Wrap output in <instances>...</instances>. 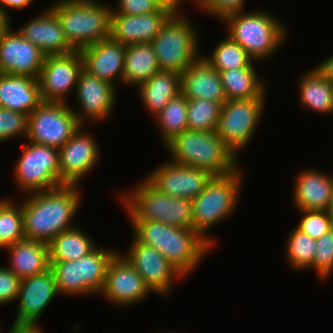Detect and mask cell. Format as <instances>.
Returning <instances> with one entry per match:
<instances>
[{
    "label": "cell",
    "mask_w": 333,
    "mask_h": 333,
    "mask_svg": "<svg viewBox=\"0 0 333 333\" xmlns=\"http://www.w3.org/2000/svg\"><path fill=\"white\" fill-rule=\"evenodd\" d=\"M42 102L38 79L0 73V108L28 116Z\"/></svg>",
    "instance_id": "cell-25"
},
{
    "label": "cell",
    "mask_w": 333,
    "mask_h": 333,
    "mask_svg": "<svg viewBox=\"0 0 333 333\" xmlns=\"http://www.w3.org/2000/svg\"><path fill=\"white\" fill-rule=\"evenodd\" d=\"M17 30L46 56L75 51L65 37L60 20L49 6Z\"/></svg>",
    "instance_id": "cell-22"
},
{
    "label": "cell",
    "mask_w": 333,
    "mask_h": 333,
    "mask_svg": "<svg viewBox=\"0 0 333 333\" xmlns=\"http://www.w3.org/2000/svg\"><path fill=\"white\" fill-rule=\"evenodd\" d=\"M158 59L151 43L125 46L122 83L136 88L152 75L160 72Z\"/></svg>",
    "instance_id": "cell-29"
},
{
    "label": "cell",
    "mask_w": 333,
    "mask_h": 333,
    "mask_svg": "<svg viewBox=\"0 0 333 333\" xmlns=\"http://www.w3.org/2000/svg\"><path fill=\"white\" fill-rule=\"evenodd\" d=\"M219 73L227 100L267 98L266 81L257 74L255 66L234 68Z\"/></svg>",
    "instance_id": "cell-30"
},
{
    "label": "cell",
    "mask_w": 333,
    "mask_h": 333,
    "mask_svg": "<svg viewBox=\"0 0 333 333\" xmlns=\"http://www.w3.org/2000/svg\"><path fill=\"white\" fill-rule=\"evenodd\" d=\"M246 174L244 168L239 167L226 175H213L205 188L192 200L193 230L213 247L217 242L209 232L234 214Z\"/></svg>",
    "instance_id": "cell-6"
},
{
    "label": "cell",
    "mask_w": 333,
    "mask_h": 333,
    "mask_svg": "<svg viewBox=\"0 0 333 333\" xmlns=\"http://www.w3.org/2000/svg\"><path fill=\"white\" fill-rule=\"evenodd\" d=\"M81 125L72 137L58 149L60 186L80 185L100 159L99 144L89 130ZM86 175V176H85Z\"/></svg>",
    "instance_id": "cell-14"
},
{
    "label": "cell",
    "mask_w": 333,
    "mask_h": 333,
    "mask_svg": "<svg viewBox=\"0 0 333 333\" xmlns=\"http://www.w3.org/2000/svg\"><path fill=\"white\" fill-rule=\"evenodd\" d=\"M151 293L144 279L119 250L108 263L105 284L99 295L112 306L125 308L137 305Z\"/></svg>",
    "instance_id": "cell-13"
},
{
    "label": "cell",
    "mask_w": 333,
    "mask_h": 333,
    "mask_svg": "<svg viewBox=\"0 0 333 333\" xmlns=\"http://www.w3.org/2000/svg\"><path fill=\"white\" fill-rule=\"evenodd\" d=\"M100 1L55 0L49 5L60 20L67 41L75 50L110 38L112 6Z\"/></svg>",
    "instance_id": "cell-7"
},
{
    "label": "cell",
    "mask_w": 333,
    "mask_h": 333,
    "mask_svg": "<svg viewBox=\"0 0 333 333\" xmlns=\"http://www.w3.org/2000/svg\"><path fill=\"white\" fill-rule=\"evenodd\" d=\"M297 83L302 108L324 115L333 114V84L314 66L302 72Z\"/></svg>",
    "instance_id": "cell-28"
},
{
    "label": "cell",
    "mask_w": 333,
    "mask_h": 333,
    "mask_svg": "<svg viewBox=\"0 0 333 333\" xmlns=\"http://www.w3.org/2000/svg\"><path fill=\"white\" fill-rule=\"evenodd\" d=\"M181 9L160 6L156 11L148 14H111L110 37L125 46L151 43L165 23Z\"/></svg>",
    "instance_id": "cell-18"
},
{
    "label": "cell",
    "mask_w": 333,
    "mask_h": 333,
    "mask_svg": "<svg viewBox=\"0 0 333 333\" xmlns=\"http://www.w3.org/2000/svg\"><path fill=\"white\" fill-rule=\"evenodd\" d=\"M111 14L141 15L156 11L160 6L154 0H118Z\"/></svg>",
    "instance_id": "cell-44"
},
{
    "label": "cell",
    "mask_w": 333,
    "mask_h": 333,
    "mask_svg": "<svg viewBox=\"0 0 333 333\" xmlns=\"http://www.w3.org/2000/svg\"><path fill=\"white\" fill-rule=\"evenodd\" d=\"M180 6L184 3V0H175ZM185 1H188V0H185ZM200 0H191V2H195V5L199 2Z\"/></svg>",
    "instance_id": "cell-51"
},
{
    "label": "cell",
    "mask_w": 333,
    "mask_h": 333,
    "mask_svg": "<svg viewBox=\"0 0 333 333\" xmlns=\"http://www.w3.org/2000/svg\"><path fill=\"white\" fill-rule=\"evenodd\" d=\"M181 93L186 98L222 104L227 100L220 73L202 55L181 73Z\"/></svg>",
    "instance_id": "cell-24"
},
{
    "label": "cell",
    "mask_w": 333,
    "mask_h": 333,
    "mask_svg": "<svg viewBox=\"0 0 333 333\" xmlns=\"http://www.w3.org/2000/svg\"><path fill=\"white\" fill-rule=\"evenodd\" d=\"M78 185L31 192L21 201L24 237L49 244L57 235L74 226L83 193Z\"/></svg>",
    "instance_id": "cell-1"
},
{
    "label": "cell",
    "mask_w": 333,
    "mask_h": 333,
    "mask_svg": "<svg viewBox=\"0 0 333 333\" xmlns=\"http://www.w3.org/2000/svg\"><path fill=\"white\" fill-rule=\"evenodd\" d=\"M314 67L333 84V54Z\"/></svg>",
    "instance_id": "cell-45"
},
{
    "label": "cell",
    "mask_w": 333,
    "mask_h": 333,
    "mask_svg": "<svg viewBox=\"0 0 333 333\" xmlns=\"http://www.w3.org/2000/svg\"><path fill=\"white\" fill-rule=\"evenodd\" d=\"M118 251L96 246L90 253L80 258L81 296L101 293L106 277L108 263Z\"/></svg>",
    "instance_id": "cell-31"
},
{
    "label": "cell",
    "mask_w": 333,
    "mask_h": 333,
    "mask_svg": "<svg viewBox=\"0 0 333 333\" xmlns=\"http://www.w3.org/2000/svg\"><path fill=\"white\" fill-rule=\"evenodd\" d=\"M145 178L161 193L193 200L205 188L212 174L201 168L181 165L169 159L153 168Z\"/></svg>",
    "instance_id": "cell-17"
},
{
    "label": "cell",
    "mask_w": 333,
    "mask_h": 333,
    "mask_svg": "<svg viewBox=\"0 0 333 333\" xmlns=\"http://www.w3.org/2000/svg\"><path fill=\"white\" fill-rule=\"evenodd\" d=\"M286 238L284 254L288 265L296 271L313 269L316 240L295 226Z\"/></svg>",
    "instance_id": "cell-35"
},
{
    "label": "cell",
    "mask_w": 333,
    "mask_h": 333,
    "mask_svg": "<svg viewBox=\"0 0 333 333\" xmlns=\"http://www.w3.org/2000/svg\"><path fill=\"white\" fill-rule=\"evenodd\" d=\"M313 271L321 281H327L333 274V229L316 240Z\"/></svg>",
    "instance_id": "cell-39"
},
{
    "label": "cell",
    "mask_w": 333,
    "mask_h": 333,
    "mask_svg": "<svg viewBox=\"0 0 333 333\" xmlns=\"http://www.w3.org/2000/svg\"><path fill=\"white\" fill-rule=\"evenodd\" d=\"M21 279L8 267L0 265V307L16 302Z\"/></svg>",
    "instance_id": "cell-43"
},
{
    "label": "cell",
    "mask_w": 333,
    "mask_h": 333,
    "mask_svg": "<svg viewBox=\"0 0 333 333\" xmlns=\"http://www.w3.org/2000/svg\"><path fill=\"white\" fill-rule=\"evenodd\" d=\"M297 212L302 217L295 227L313 239L317 240L324 233L331 230L327 210H298Z\"/></svg>",
    "instance_id": "cell-41"
},
{
    "label": "cell",
    "mask_w": 333,
    "mask_h": 333,
    "mask_svg": "<svg viewBox=\"0 0 333 333\" xmlns=\"http://www.w3.org/2000/svg\"><path fill=\"white\" fill-rule=\"evenodd\" d=\"M293 187L295 210H327L333 197V174L303 169L296 174Z\"/></svg>",
    "instance_id": "cell-23"
},
{
    "label": "cell",
    "mask_w": 333,
    "mask_h": 333,
    "mask_svg": "<svg viewBox=\"0 0 333 333\" xmlns=\"http://www.w3.org/2000/svg\"><path fill=\"white\" fill-rule=\"evenodd\" d=\"M266 99H234L223 103L216 132L236 156L247 147L261 124Z\"/></svg>",
    "instance_id": "cell-10"
},
{
    "label": "cell",
    "mask_w": 333,
    "mask_h": 333,
    "mask_svg": "<svg viewBox=\"0 0 333 333\" xmlns=\"http://www.w3.org/2000/svg\"><path fill=\"white\" fill-rule=\"evenodd\" d=\"M7 333H43V329L39 324H12Z\"/></svg>",
    "instance_id": "cell-46"
},
{
    "label": "cell",
    "mask_w": 333,
    "mask_h": 333,
    "mask_svg": "<svg viewBox=\"0 0 333 333\" xmlns=\"http://www.w3.org/2000/svg\"><path fill=\"white\" fill-rule=\"evenodd\" d=\"M28 116L24 113L0 108V143L15 137L26 140Z\"/></svg>",
    "instance_id": "cell-40"
},
{
    "label": "cell",
    "mask_w": 333,
    "mask_h": 333,
    "mask_svg": "<svg viewBox=\"0 0 333 333\" xmlns=\"http://www.w3.org/2000/svg\"><path fill=\"white\" fill-rule=\"evenodd\" d=\"M82 70L79 50L63 55L46 56L38 77L42 100L69 102L66 97L75 90Z\"/></svg>",
    "instance_id": "cell-16"
},
{
    "label": "cell",
    "mask_w": 333,
    "mask_h": 333,
    "mask_svg": "<svg viewBox=\"0 0 333 333\" xmlns=\"http://www.w3.org/2000/svg\"><path fill=\"white\" fill-rule=\"evenodd\" d=\"M136 89L143 107L154 117L171 99L181 93V73L160 71Z\"/></svg>",
    "instance_id": "cell-27"
},
{
    "label": "cell",
    "mask_w": 333,
    "mask_h": 333,
    "mask_svg": "<svg viewBox=\"0 0 333 333\" xmlns=\"http://www.w3.org/2000/svg\"><path fill=\"white\" fill-rule=\"evenodd\" d=\"M11 199L5 197L0 201V238L6 246L25 238L21 202L13 203Z\"/></svg>",
    "instance_id": "cell-37"
},
{
    "label": "cell",
    "mask_w": 333,
    "mask_h": 333,
    "mask_svg": "<svg viewBox=\"0 0 333 333\" xmlns=\"http://www.w3.org/2000/svg\"><path fill=\"white\" fill-rule=\"evenodd\" d=\"M83 70L107 81L116 87V80L122 83L125 45L111 37L79 49Z\"/></svg>",
    "instance_id": "cell-21"
},
{
    "label": "cell",
    "mask_w": 333,
    "mask_h": 333,
    "mask_svg": "<svg viewBox=\"0 0 333 333\" xmlns=\"http://www.w3.org/2000/svg\"><path fill=\"white\" fill-rule=\"evenodd\" d=\"M122 255L144 279L148 288L162 297H170L168 295H171L174 283L186 278L160 251L139 243L134 237L129 249Z\"/></svg>",
    "instance_id": "cell-12"
},
{
    "label": "cell",
    "mask_w": 333,
    "mask_h": 333,
    "mask_svg": "<svg viewBox=\"0 0 333 333\" xmlns=\"http://www.w3.org/2000/svg\"><path fill=\"white\" fill-rule=\"evenodd\" d=\"M202 56L218 72L241 67H254L256 63L245 49L227 34L213 48L209 56L207 54Z\"/></svg>",
    "instance_id": "cell-34"
},
{
    "label": "cell",
    "mask_w": 333,
    "mask_h": 333,
    "mask_svg": "<svg viewBox=\"0 0 333 333\" xmlns=\"http://www.w3.org/2000/svg\"><path fill=\"white\" fill-rule=\"evenodd\" d=\"M59 295L51 269L22 279L19 287L18 309L13 324L38 325L42 313Z\"/></svg>",
    "instance_id": "cell-19"
},
{
    "label": "cell",
    "mask_w": 333,
    "mask_h": 333,
    "mask_svg": "<svg viewBox=\"0 0 333 333\" xmlns=\"http://www.w3.org/2000/svg\"><path fill=\"white\" fill-rule=\"evenodd\" d=\"M9 12H7L6 10H4L1 6H0V38L5 35L11 28H13L11 26V19L10 16L8 15Z\"/></svg>",
    "instance_id": "cell-48"
},
{
    "label": "cell",
    "mask_w": 333,
    "mask_h": 333,
    "mask_svg": "<svg viewBox=\"0 0 333 333\" xmlns=\"http://www.w3.org/2000/svg\"><path fill=\"white\" fill-rule=\"evenodd\" d=\"M158 128L159 138L165 146L176 135L187 130V98L179 93L153 117ZM161 136V137H160Z\"/></svg>",
    "instance_id": "cell-33"
},
{
    "label": "cell",
    "mask_w": 333,
    "mask_h": 333,
    "mask_svg": "<svg viewBox=\"0 0 333 333\" xmlns=\"http://www.w3.org/2000/svg\"><path fill=\"white\" fill-rule=\"evenodd\" d=\"M80 126L68 103L43 101L28 115L25 141L59 149Z\"/></svg>",
    "instance_id": "cell-11"
},
{
    "label": "cell",
    "mask_w": 333,
    "mask_h": 333,
    "mask_svg": "<svg viewBox=\"0 0 333 333\" xmlns=\"http://www.w3.org/2000/svg\"><path fill=\"white\" fill-rule=\"evenodd\" d=\"M129 223L132 225V236L139 243L160 251L184 277H188L215 248L193 229L165 225L157 221Z\"/></svg>",
    "instance_id": "cell-2"
},
{
    "label": "cell",
    "mask_w": 333,
    "mask_h": 333,
    "mask_svg": "<svg viewBox=\"0 0 333 333\" xmlns=\"http://www.w3.org/2000/svg\"><path fill=\"white\" fill-rule=\"evenodd\" d=\"M222 103L208 99L187 98V127L189 130L216 131Z\"/></svg>",
    "instance_id": "cell-36"
},
{
    "label": "cell",
    "mask_w": 333,
    "mask_h": 333,
    "mask_svg": "<svg viewBox=\"0 0 333 333\" xmlns=\"http://www.w3.org/2000/svg\"><path fill=\"white\" fill-rule=\"evenodd\" d=\"M94 242L79 226L67 229L49 243L50 261L78 260L97 246Z\"/></svg>",
    "instance_id": "cell-32"
},
{
    "label": "cell",
    "mask_w": 333,
    "mask_h": 333,
    "mask_svg": "<svg viewBox=\"0 0 333 333\" xmlns=\"http://www.w3.org/2000/svg\"><path fill=\"white\" fill-rule=\"evenodd\" d=\"M6 266L21 280L50 269L49 244L24 238L7 246Z\"/></svg>",
    "instance_id": "cell-26"
},
{
    "label": "cell",
    "mask_w": 333,
    "mask_h": 333,
    "mask_svg": "<svg viewBox=\"0 0 333 333\" xmlns=\"http://www.w3.org/2000/svg\"><path fill=\"white\" fill-rule=\"evenodd\" d=\"M26 142L22 144V154L12 171L17 189L28 194L58 188L60 186L58 149Z\"/></svg>",
    "instance_id": "cell-9"
},
{
    "label": "cell",
    "mask_w": 333,
    "mask_h": 333,
    "mask_svg": "<svg viewBox=\"0 0 333 333\" xmlns=\"http://www.w3.org/2000/svg\"><path fill=\"white\" fill-rule=\"evenodd\" d=\"M226 33L256 62L269 60L288 39L287 26L267 10H246L226 15Z\"/></svg>",
    "instance_id": "cell-3"
},
{
    "label": "cell",
    "mask_w": 333,
    "mask_h": 333,
    "mask_svg": "<svg viewBox=\"0 0 333 333\" xmlns=\"http://www.w3.org/2000/svg\"><path fill=\"white\" fill-rule=\"evenodd\" d=\"M45 57L36 45L27 41L16 29L11 28L0 38V73L38 79Z\"/></svg>",
    "instance_id": "cell-20"
},
{
    "label": "cell",
    "mask_w": 333,
    "mask_h": 333,
    "mask_svg": "<svg viewBox=\"0 0 333 333\" xmlns=\"http://www.w3.org/2000/svg\"><path fill=\"white\" fill-rule=\"evenodd\" d=\"M327 212H328V215H329V218H330L331 229H333V197H332V200L330 202V205L328 206Z\"/></svg>",
    "instance_id": "cell-50"
},
{
    "label": "cell",
    "mask_w": 333,
    "mask_h": 333,
    "mask_svg": "<svg viewBox=\"0 0 333 333\" xmlns=\"http://www.w3.org/2000/svg\"><path fill=\"white\" fill-rule=\"evenodd\" d=\"M59 295L81 296L80 259L73 261H50Z\"/></svg>",
    "instance_id": "cell-38"
},
{
    "label": "cell",
    "mask_w": 333,
    "mask_h": 333,
    "mask_svg": "<svg viewBox=\"0 0 333 333\" xmlns=\"http://www.w3.org/2000/svg\"><path fill=\"white\" fill-rule=\"evenodd\" d=\"M131 189L130 193L124 192L119 196L129 221H157L193 229L192 200L161 193L145 177Z\"/></svg>",
    "instance_id": "cell-5"
},
{
    "label": "cell",
    "mask_w": 333,
    "mask_h": 333,
    "mask_svg": "<svg viewBox=\"0 0 333 333\" xmlns=\"http://www.w3.org/2000/svg\"><path fill=\"white\" fill-rule=\"evenodd\" d=\"M76 101L80 109H73L77 120L83 126L89 122L106 121L117 105V87L82 70L75 88Z\"/></svg>",
    "instance_id": "cell-15"
},
{
    "label": "cell",
    "mask_w": 333,
    "mask_h": 333,
    "mask_svg": "<svg viewBox=\"0 0 333 333\" xmlns=\"http://www.w3.org/2000/svg\"><path fill=\"white\" fill-rule=\"evenodd\" d=\"M34 0H0V6L8 12V9L21 10L27 8Z\"/></svg>",
    "instance_id": "cell-47"
},
{
    "label": "cell",
    "mask_w": 333,
    "mask_h": 333,
    "mask_svg": "<svg viewBox=\"0 0 333 333\" xmlns=\"http://www.w3.org/2000/svg\"><path fill=\"white\" fill-rule=\"evenodd\" d=\"M159 6L168 8H183L175 0H154Z\"/></svg>",
    "instance_id": "cell-49"
},
{
    "label": "cell",
    "mask_w": 333,
    "mask_h": 333,
    "mask_svg": "<svg viewBox=\"0 0 333 333\" xmlns=\"http://www.w3.org/2000/svg\"><path fill=\"white\" fill-rule=\"evenodd\" d=\"M7 248V246L2 242L1 238H0V251H2V249L5 251Z\"/></svg>",
    "instance_id": "cell-52"
},
{
    "label": "cell",
    "mask_w": 333,
    "mask_h": 333,
    "mask_svg": "<svg viewBox=\"0 0 333 333\" xmlns=\"http://www.w3.org/2000/svg\"><path fill=\"white\" fill-rule=\"evenodd\" d=\"M184 12H176L151 41L161 71L183 73L201 56L198 28Z\"/></svg>",
    "instance_id": "cell-8"
},
{
    "label": "cell",
    "mask_w": 333,
    "mask_h": 333,
    "mask_svg": "<svg viewBox=\"0 0 333 333\" xmlns=\"http://www.w3.org/2000/svg\"><path fill=\"white\" fill-rule=\"evenodd\" d=\"M169 160L181 165L201 168L212 175H226L240 166L238 156L223 142L216 131L185 130L166 145Z\"/></svg>",
    "instance_id": "cell-4"
},
{
    "label": "cell",
    "mask_w": 333,
    "mask_h": 333,
    "mask_svg": "<svg viewBox=\"0 0 333 333\" xmlns=\"http://www.w3.org/2000/svg\"><path fill=\"white\" fill-rule=\"evenodd\" d=\"M246 0H200L195 6L197 10L222 20L226 15L245 10Z\"/></svg>",
    "instance_id": "cell-42"
}]
</instances>
